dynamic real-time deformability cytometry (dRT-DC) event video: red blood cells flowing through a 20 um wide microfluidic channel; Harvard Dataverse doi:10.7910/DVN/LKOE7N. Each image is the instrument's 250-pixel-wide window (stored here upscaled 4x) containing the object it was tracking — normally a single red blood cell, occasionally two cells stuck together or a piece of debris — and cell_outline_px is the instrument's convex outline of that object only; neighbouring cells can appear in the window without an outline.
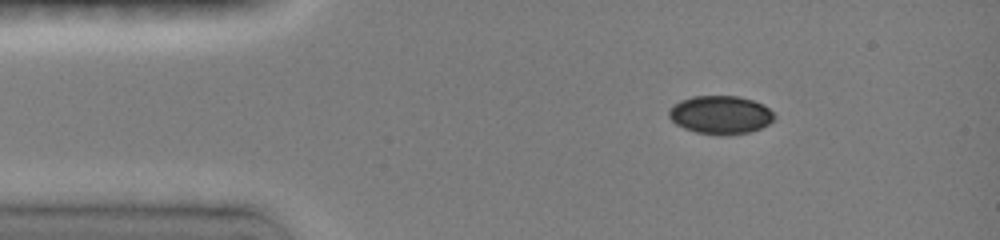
{"species": "common noctule bat (a hibernating species)", "species_latin": "Nyctalus noctula", "temperature_condition": "room temperature", "stored_images_in_passage": 5, "camera_frame_rate_fps": 3000, "um_per_image_px": 0.085, "animal": {"sex": "female", "body_mass_g": 19.0, "forearm_length_mm": 51.5}, "frame": {"image": 1, "passage_image": 1, "time_ms": 0.0, "image_size_px": [1000, 240], "cell_outline_px": [[776, 116], [768, 124], [760, 128], [748, 132], [720, 136], [696, 132], [684, 128], [676, 124], [668, 116], [668, 112], [672, 104], [680, 100], [692, 96], [736, 96], [752, 100], [764, 104]], "centroid_in_image_um": [61.21, 9.76], "position_along_channel_um": 23.8, "area_um2": 23.58}}
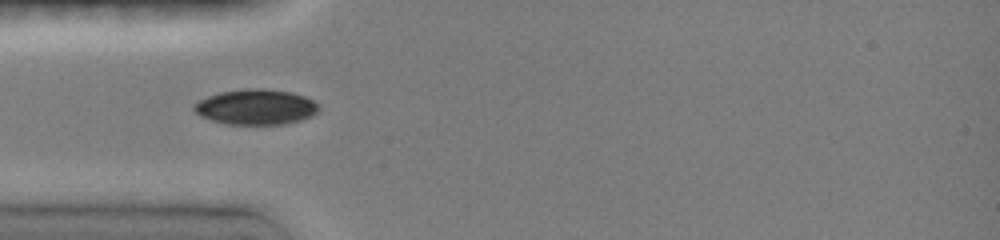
{"frame": {"image": 2, "passage_image": 3, "time_ms": 2.333, "image_size_px": [1000, 240], "cell_outline_px": [[320, 108], [316, 112], [300, 120], [284, 124], [224, 124], [200, 116], [192, 108], [192, 104], [208, 96], [220, 92], [248, 88], [264, 88], [288, 92], [304, 96], [312, 100]], "centroid_in_image_um": [21.7, 9.09], "position_along_channel_um": 63.3, "area_um2": 25.49}}
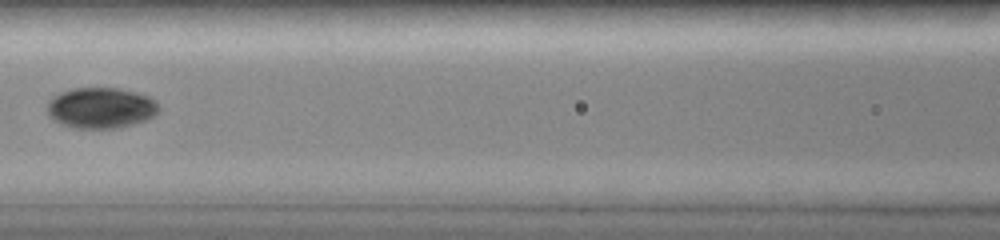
{"frame": {"image": 3, "passage_image": 5, "time_ms": 4.667, "image_size_px": [1000, 240], "cell_outline_px": [[160, 108], [152, 116], [144, 120], [120, 128], [72, 128], [60, 124], [52, 120], [48, 116], [48, 100], [52, 96], [60, 92], [72, 88], [116, 88], [136, 92], [148, 96]], "centroid_in_image_um": [8.5, 9.17], "position_along_channel_um": 158.1, "area_um2": 26.53}}